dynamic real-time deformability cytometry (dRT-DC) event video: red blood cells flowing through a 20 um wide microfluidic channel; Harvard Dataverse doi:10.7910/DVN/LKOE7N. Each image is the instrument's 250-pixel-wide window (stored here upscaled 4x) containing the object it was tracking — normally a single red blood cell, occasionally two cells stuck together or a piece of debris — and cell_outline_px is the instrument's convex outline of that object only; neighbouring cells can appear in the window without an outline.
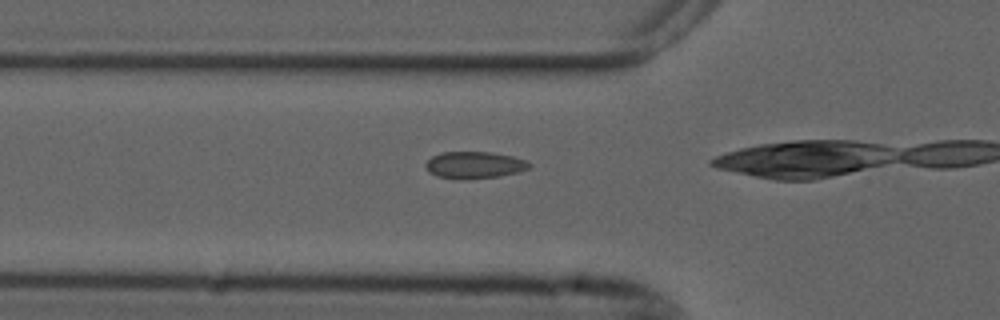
{"species": "common noctule bat (a hibernating species)", "species_latin": "Nyctalus noctula", "temperature_condition": "cold", "stored_images_in_passage": 16, "camera_frame_rate_fps": 3000, "um_per_image_px": 0.085, "animal": {"sex": "male", "forearm_length_mm": 52.5}, "frame": {"image": 1, "passage_image": 14, "time_ms": 4.333, "image_size_px": [1000, 320], "cell_outline_px": [[532, 164], [528, 168], [516, 172], [500, 176], [464, 180], [456, 180], [436, 176], [428, 172], [424, 164], [432, 156], [440, 152], [492, 152], [512, 156], [524, 160]], "centroid_in_image_um": [40.26, 14.04], "position_along_channel_um": 85.5, "area_um2": 16.42}}